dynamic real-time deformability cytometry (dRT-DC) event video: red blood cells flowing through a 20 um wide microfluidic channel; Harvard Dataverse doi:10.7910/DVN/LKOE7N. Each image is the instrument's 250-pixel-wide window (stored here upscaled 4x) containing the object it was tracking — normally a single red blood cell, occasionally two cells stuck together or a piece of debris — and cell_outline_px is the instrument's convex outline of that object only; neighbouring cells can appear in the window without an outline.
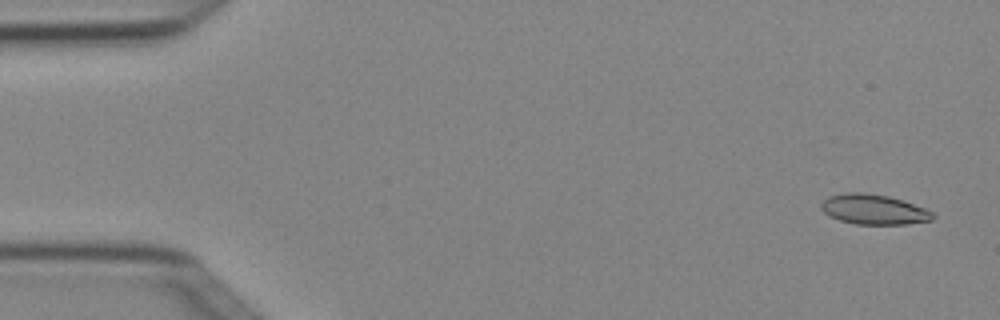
{"species": "Egyptian fruit bat (a non-hibernating species)", "species_latin": "Rousettus aegyptiacus", "temperature_condition": "cold", "stored_images_in_passage": 4, "camera_frame_rate_fps": 3000, "um_per_image_px": 0.085, "animal": {"sex": "female"}, "frame": {"image": 1, "passage_image": 1, "time_ms": 0.0, "image_size_px": [1000, 320], "cell_outline_px": [[936, 216], [932, 220], [908, 224], [856, 224], [840, 220], [828, 216], [820, 208], [820, 204], [828, 196], [848, 192], [864, 192], [888, 196], [924, 208], [932, 212]], "centroid_in_image_um": [74.24, 17.8], "position_along_channel_um": 10.8, "area_um2": 19.48}}
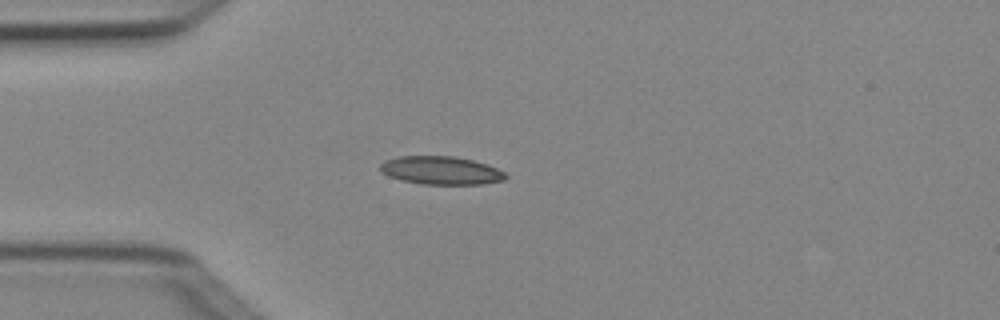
{"frame": {"image": 2, "passage_image": 4, "time_ms": 1.0, "image_size_px": [1000, 320], "cell_outline_px": [[508, 176], [504, 180], [484, 184], [424, 184], [404, 180], [388, 176], [380, 172], [380, 164], [384, 160], [400, 156], [452, 156], [472, 160], [488, 164], [504, 172]], "centroid_in_image_um": [37.48, 14.48], "position_along_channel_um": 47.5, "area_um2": 20.58}}